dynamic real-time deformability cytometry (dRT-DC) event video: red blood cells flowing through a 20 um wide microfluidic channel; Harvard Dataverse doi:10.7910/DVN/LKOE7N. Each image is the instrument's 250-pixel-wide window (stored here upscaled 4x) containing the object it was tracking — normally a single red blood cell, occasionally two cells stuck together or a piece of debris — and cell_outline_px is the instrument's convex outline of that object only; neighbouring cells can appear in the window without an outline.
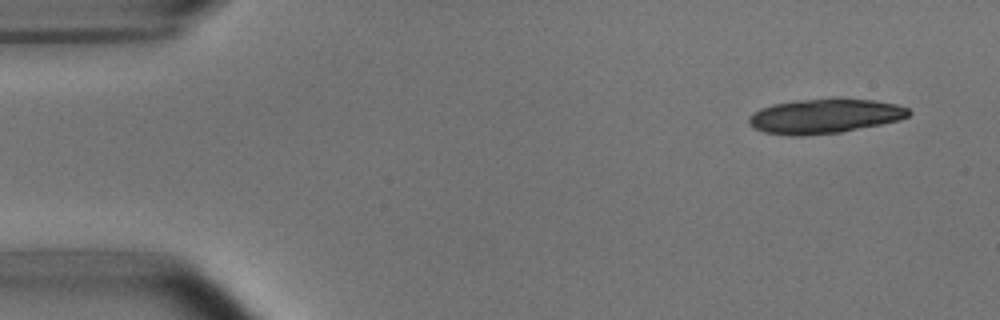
{"species": "common noctule bat (a hibernating species)", "species_latin": "Nyctalus noctula", "temperature_condition": "room temperature", "stored_images_in_passage": 4, "camera_frame_rate_fps": 3000, "um_per_image_px": 0.085, "animal": {"sex": "male", "body_mass_g": 15.6}, "frame": {"image": 1, "passage_image": 1, "time_ms": 0.0, "image_size_px": [1000, 320], "cell_outline_px": [[912, 112], [908, 116], [900, 120], [840, 132], [804, 136], [792, 136], [764, 132], [752, 128], [748, 124], [748, 116], [752, 112], [760, 108], [772, 104], [796, 100], [832, 96], [840, 96], [872, 100], [896, 104], [908, 108]], "centroid_in_image_um": [70.06, 9.84], "position_along_channel_um": 14.9, "area_um2": 33.12}}